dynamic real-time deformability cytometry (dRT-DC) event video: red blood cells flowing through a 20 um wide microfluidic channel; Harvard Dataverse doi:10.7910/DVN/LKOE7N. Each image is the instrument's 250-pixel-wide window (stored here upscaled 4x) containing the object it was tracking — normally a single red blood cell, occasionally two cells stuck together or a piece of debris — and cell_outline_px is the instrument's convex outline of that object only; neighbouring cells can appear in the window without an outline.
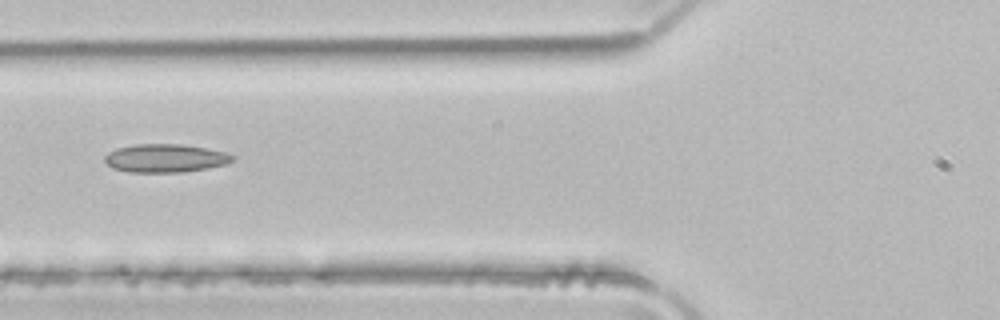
{"species": "common noctule bat (a hibernating species)", "species_latin": "Nyctalus noctula", "temperature_condition": "room temperature", "stored_images_in_passage": 6, "camera_frame_rate_fps": 3000, "um_per_image_px": 0.085, "animal": {"sex": "male", "body_mass_g": 21.5, "forearm_length_mm": 52.0}, "frame": {"image": 1, "passage_image": 6, "time_ms": 1.667, "image_size_px": [1000, 320], "cell_outline_px": [[236, 156], [232, 160], [224, 164], [208, 168], [180, 172], [128, 172], [112, 168], [104, 160], [104, 156], [108, 152], [116, 148], [136, 144], [180, 144], [228, 152]], "centroid_in_image_um": [14.03, 13.44], "position_along_channel_um": 111.8, "area_um2": 21.04}}